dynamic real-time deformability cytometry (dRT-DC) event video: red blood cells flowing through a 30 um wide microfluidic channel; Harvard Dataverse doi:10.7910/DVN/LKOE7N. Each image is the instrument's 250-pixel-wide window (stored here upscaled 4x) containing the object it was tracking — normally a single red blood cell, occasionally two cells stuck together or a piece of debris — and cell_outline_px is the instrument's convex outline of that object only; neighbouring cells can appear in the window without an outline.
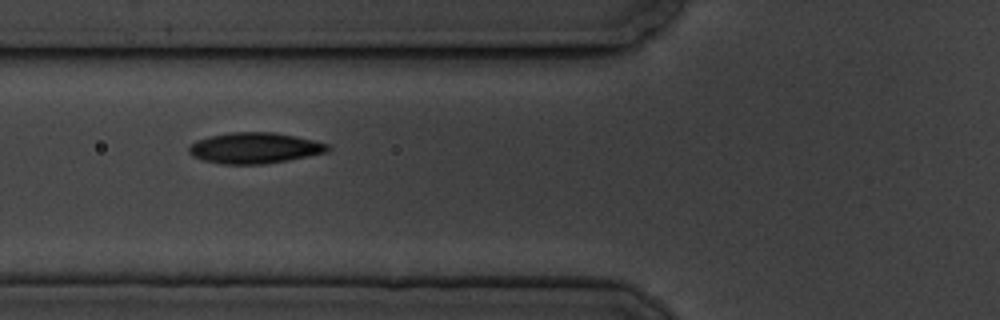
{"species": "common noctule bat (a hibernating species)", "species_latin": "Nyctalus noctula", "temperature_condition": "cold", "stored_images_in_passage": 6, "camera_frame_rate_fps": 3000, "um_per_image_px": 0.085, "animal": {"sex": "male", "body_mass_g": 19.5, "forearm_length_mm": 54.6}, "frame": {"image": 1, "passage_image": 2, "time_ms": 2.0, "image_size_px": [1000, 320], "cell_outline_px": [[332, 148], [328, 152], [288, 160], [264, 164], [220, 164], [204, 160], [192, 156], [188, 152], [188, 148], [196, 140], [228, 132], [276, 132], [296, 136], [328, 144]], "centroid_in_image_um": [21.66, 12.58], "position_along_channel_um": 104.1, "area_um2": 25.03}}
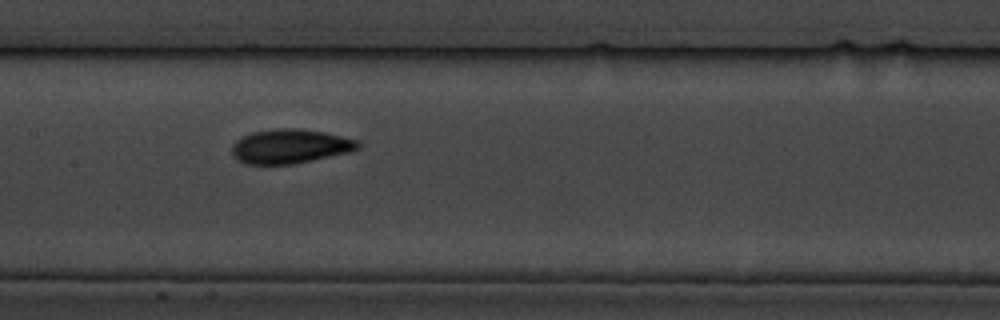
{"frame": {"image": 2, "passage_image": 4, "time_ms": 4.333, "image_size_px": [1000, 320], "cell_outline_px": [[360, 148], [348, 152], [312, 160], [292, 164], [244, 164], [236, 160], [232, 156], [232, 144], [240, 136], [252, 132], [276, 128], [296, 128], [324, 132], [356, 140], [360, 144]], "centroid_in_image_um": [24.58, 12.43], "position_along_channel_um": 182.8, "area_um2": 25.2}}
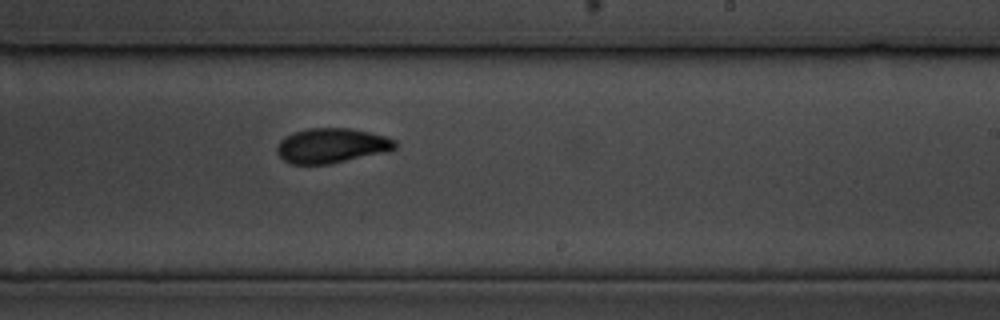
{"frame": {"image": 3, "passage_image": 6, "time_ms": 6.667, "image_size_px": [1000, 320], "cell_outline_px": [[396, 148], [388, 152], [328, 164], [292, 164], [284, 160], [276, 152], [276, 148], [280, 140], [284, 136], [292, 132], [308, 128], [348, 128], [368, 132], [384, 136], [396, 140]], "centroid_in_image_um": [28.17, 12.38], "position_along_channel_um": 260.8, "area_um2": 24.04}}